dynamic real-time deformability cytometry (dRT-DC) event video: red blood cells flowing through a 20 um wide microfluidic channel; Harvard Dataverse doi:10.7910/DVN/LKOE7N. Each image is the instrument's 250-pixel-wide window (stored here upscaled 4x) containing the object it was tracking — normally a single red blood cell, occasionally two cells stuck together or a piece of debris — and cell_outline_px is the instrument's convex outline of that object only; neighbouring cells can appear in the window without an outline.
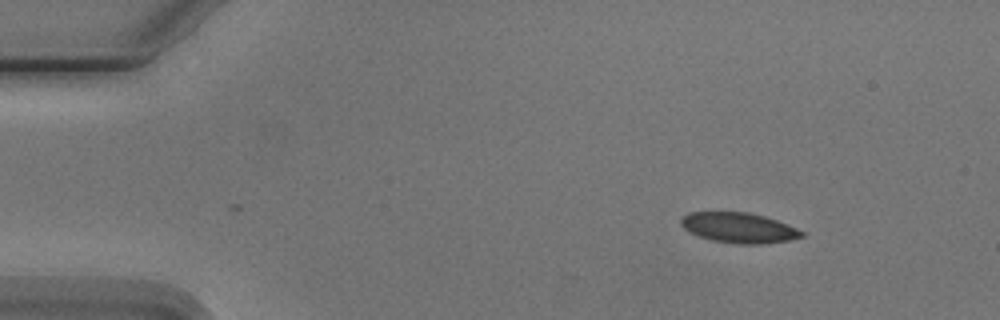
{"species": "Egyptian fruit bat (a non-hibernating species)", "species_latin": "Rousettus aegyptiacus", "temperature_condition": "cold", "stored_images_in_passage": 3, "camera_frame_rate_fps": 3000, "um_per_image_px": 0.085, "animal": {"sex": "male"}, "frame": {"image": 1, "passage_image": 1, "time_ms": 0.0, "image_size_px": [1000, 320], "cell_outline_px": [[804, 236], [788, 240], [764, 244], [736, 244], [712, 240], [688, 232], [680, 224], [680, 220], [688, 212], [748, 212], [764, 216], [776, 220], [796, 228], [804, 232]], "centroid_in_image_um": [62.78, 19.36], "position_along_channel_um": 22.2, "area_um2": 21.21}}